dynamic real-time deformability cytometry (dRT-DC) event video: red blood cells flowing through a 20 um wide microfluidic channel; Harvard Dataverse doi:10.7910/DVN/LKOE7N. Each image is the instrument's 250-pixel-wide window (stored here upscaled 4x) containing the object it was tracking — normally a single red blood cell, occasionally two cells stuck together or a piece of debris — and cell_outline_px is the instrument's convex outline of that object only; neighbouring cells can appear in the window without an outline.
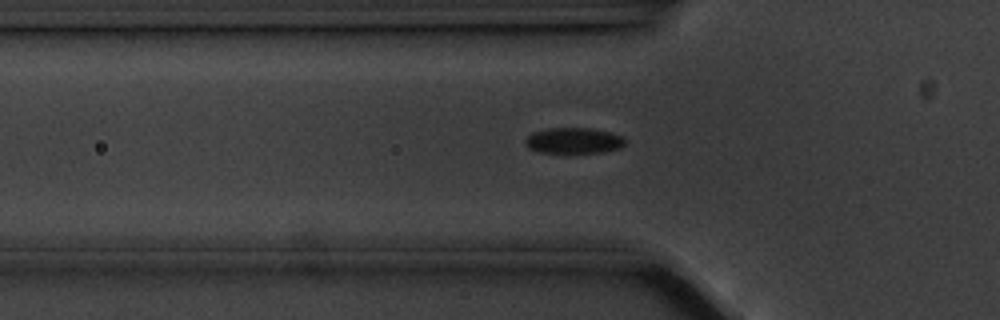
{"species": "common noctule bat (a hibernating species)", "species_latin": "Nyctalus noctula", "temperature_condition": "cold", "stored_images_in_passage": 47, "camera_frame_rate_fps": 3000, "um_per_image_px": 0.085, "animal": {"sex": "male", "body_mass_g": 20.1, "forearm_length_mm": 53.5}, "frame": {"image": 1, "passage_image": 9, "time_ms": 2.667, "image_size_px": [1000, 320], "cell_outline_px": [[624, 144], [620, 148], [604, 152], [540, 152], [528, 148], [524, 144], [524, 140], [532, 132], [548, 128], [592, 128], [612, 132], [624, 136]], "centroid_in_image_um": [48.77, 11.94], "position_along_channel_um": 77.0, "area_um2": 15.09}}
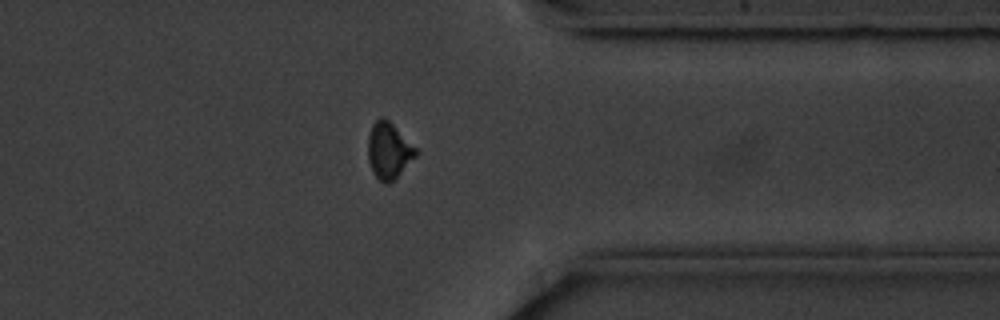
{"frame": {"image": 2, "passage_image": 35, "time_ms": 11.333, "image_size_px": [1000, 320], "cell_outline_px": [[420, 152], [388, 184], [384, 184], [372, 172], [368, 160], [368, 136], [372, 124], [380, 116], [384, 116]], "centroid_in_image_um": [33.02, 12.78], "position_along_channel_um": 378.4, "area_um2": 15.49}}
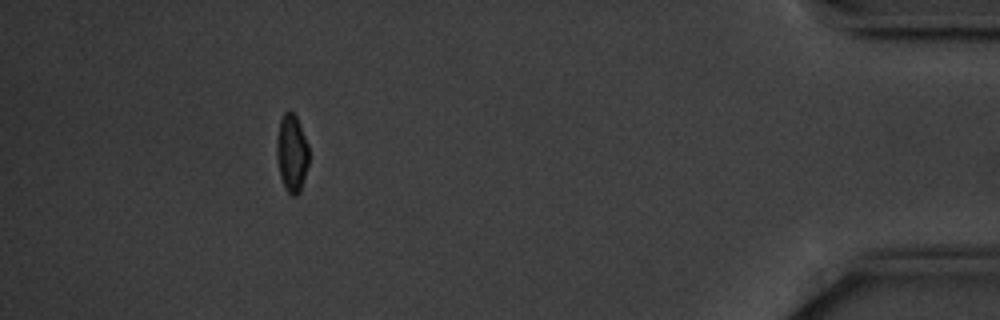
{"frame": {"image": 3, "passage_image": 42, "time_ms": 13.667, "image_size_px": [1000, 320], "cell_outline_px": [[308, 164], [300, 192], [296, 196], [292, 196], [288, 192], [280, 176], [276, 156], [276, 140], [280, 120], [284, 112], [288, 108], [296, 116], [308, 144]], "centroid_in_image_um": [24.79, 12.99], "position_along_channel_um": 410.4, "area_um2": 14.57}, "authors_computed_cell_mechanics": {"area_um2": 15.3748, "velocity_mm_per_s": 3.5467, "shape_relaxation_time_tau1_ms": 2.1026, "shape_relaxation_time_tau2_ms": null, "deformation_change_tau1": 0.0854, "deformation_change_tau2": null}}